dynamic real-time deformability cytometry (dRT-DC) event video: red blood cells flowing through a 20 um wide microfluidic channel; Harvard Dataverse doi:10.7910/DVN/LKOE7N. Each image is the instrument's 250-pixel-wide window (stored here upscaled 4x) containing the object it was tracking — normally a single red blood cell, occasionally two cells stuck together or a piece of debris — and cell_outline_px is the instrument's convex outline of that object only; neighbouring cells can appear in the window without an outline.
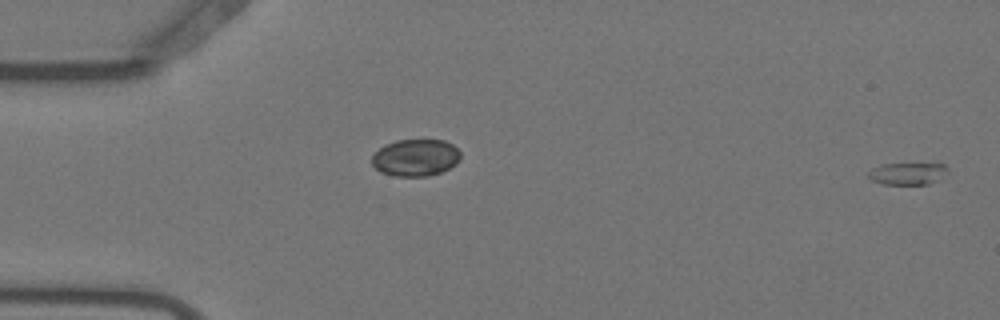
{"species": "Egyptian fruit bat (a non-hibernating species)", "species_latin": "Rousettus aegyptiacus", "temperature_condition": "warm", "stored_images_in_passage": 8, "camera_frame_rate_fps": 3000, "um_per_image_px": 0.085, "animal": {"sex": "female"}, "frame": {"image": 1, "passage_image": 1, "time_ms": 0.0, "image_size_px": [1000, 320], "cell_outline_px": [[948, 172], [928, 184], [884, 184], [872, 180], [868, 176], [868, 172], [872, 168], [880, 164], [940, 160], [948, 168]], "centroid_in_image_um": [77.21, 14.67], "position_along_channel_um": 7.8, "area_um2": 10.92}}